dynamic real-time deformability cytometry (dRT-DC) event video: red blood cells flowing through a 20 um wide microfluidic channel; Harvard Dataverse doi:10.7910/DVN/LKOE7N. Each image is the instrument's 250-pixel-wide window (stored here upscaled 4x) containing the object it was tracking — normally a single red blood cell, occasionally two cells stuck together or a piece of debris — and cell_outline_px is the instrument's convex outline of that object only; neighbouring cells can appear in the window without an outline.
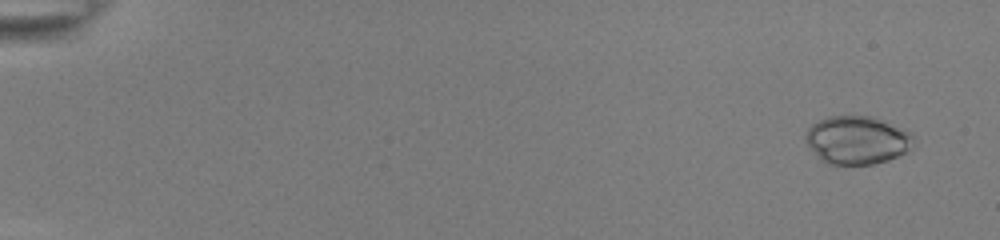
{"species": "common noctule bat (a hibernating species)", "species_latin": "Nyctalus noctula", "temperature_condition": "room temperature", "stored_images_in_passage": 54, "camera_frame_rate_fps": 3000, "um_per_image_px": 0.085, "animal": {"sex": "female", "body_mass_g": 22.0, "forearm_length_mm": 56.7}, "frame": {"image": 1, "passage_image": 4, "time_ms": 1.0, "image_size_px": [1000, 240], "cell_outline_px": [[912, 148], [888, 160], [872, 164], [828, 164], [820, 160], [804, 140], [804, 136], [808, 128], [812, 124], [828, 116], [872, 116], [912, 132]], "centroid_in_image_um": [72.82, 11.9], "position_along_channel_um": 12.2, "area_um2": 30.23}}
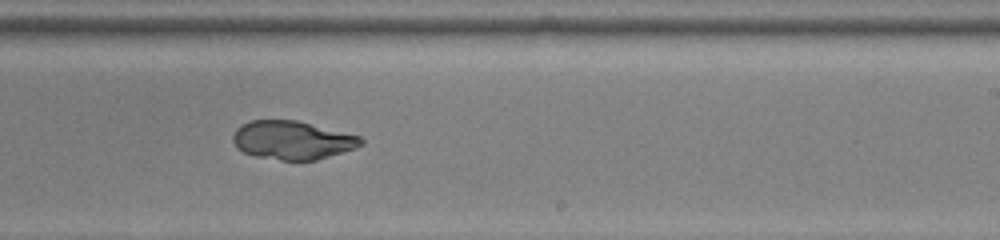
{"frame": {"image": 2, "passage_image": 36, "time_ms": 11.667, "image_size_px": [1000, 240], "cell_outline_px": [[364, 144], [356, 148], [316, 160], [280, 160], [256, 156], [244, 152], [236, 148], [232, 140], [232, 136], [236, 128], [240, 124], [248, 120], [296, 120], [360, 136], [364, 140]], "centroid_in_image_um": [24.82, 11.91], "position_along_channel_um": 264.2, "area_um2": 28.84}}
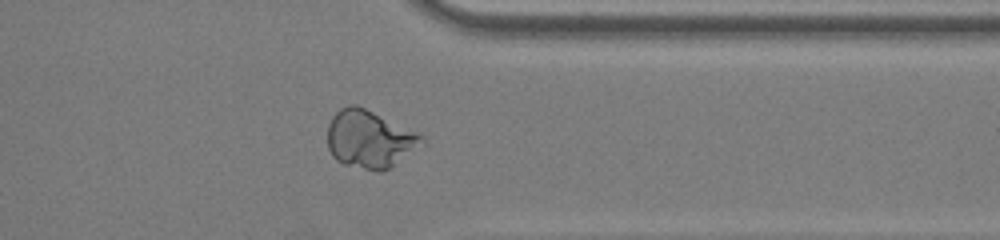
{"frame": {"image": 3, "passage_image": 45, "time_ms": 14.667, "image_size_px": [1000, 240], "cell_outline_px": [[424, 144], [388, 168], [380, 172], [376, 172], [344, 164], [336, 160], [332, 156], [328, 148], [328, 124], [332, 116], [340, 108], [348, 104], [356, 104], [416, 132], [424, 136]], "centroid_in_image_um": [31.38, 11.83], "position_along_channel_um": 380.0, "area_um2": 31.56}}